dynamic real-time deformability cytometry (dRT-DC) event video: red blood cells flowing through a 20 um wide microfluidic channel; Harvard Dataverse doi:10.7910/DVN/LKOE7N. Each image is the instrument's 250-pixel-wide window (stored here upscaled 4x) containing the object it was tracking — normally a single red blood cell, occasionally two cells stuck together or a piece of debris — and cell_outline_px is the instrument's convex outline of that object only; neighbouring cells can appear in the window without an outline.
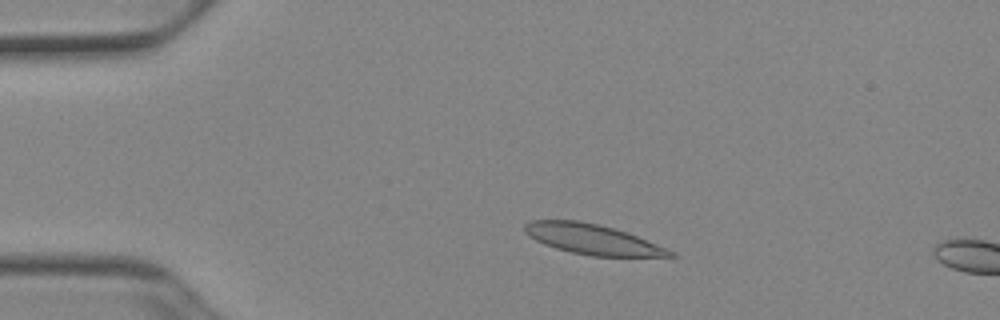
{"species": "Egyptian fruit bat (a non-hibernating species)", "species_latin": "Rousettus aegyptiacus", "temperature_condition": "cold", "stored_images_in_passage": 12, "camera_frame_rate_fps": 3000, "um_per_image_px": 0.085, "animal": {"sex": "female"}, "frame": {"image": 1, "passage_image": 9, "time_ms": 2.667, "image_size_px": [1000, 320], "cell_outline_px": [[680, 256], [592, 256], [572, 252], [556, 248], [544, 244], [528, 236], [524, 232], [524, 224], [532, 220], [580, 220], [600, 224], [628, 232], [668, 248], [676, 252]], "centroid_in_image_um": [50.38, 20.33], "position_along_channel_um": 34.6, "area_um2": 25.72}}